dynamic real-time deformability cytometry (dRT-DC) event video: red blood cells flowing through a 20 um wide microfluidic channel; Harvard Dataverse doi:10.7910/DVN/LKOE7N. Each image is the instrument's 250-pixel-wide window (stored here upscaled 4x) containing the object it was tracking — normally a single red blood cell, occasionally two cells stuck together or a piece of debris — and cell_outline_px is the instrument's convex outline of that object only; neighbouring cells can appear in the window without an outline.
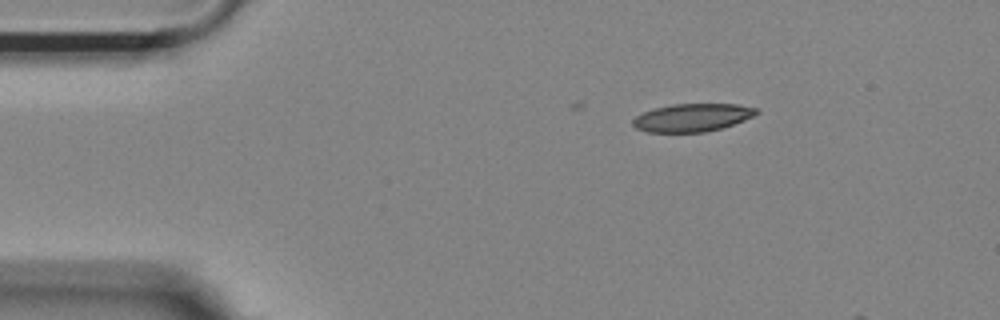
{"species": "Egyptian fruit bat (a non-hibernating species)", "species_latin": "Rousettus aegyptiacus", "temperature_condition": "room temperature", "stored_images_in_passage": 6, "camera_frame_rate_fps": 3000, "um_per_image_px": 0.085, "animal": {"sex": "female"}, "frame": {"image": 1, "passage_image": 1, "time_ms": 0.0, "image_size_px": [1000, 320], "cell_outline_px": [[760, 112], [744, 120], [720, 128], [704, 132], [648, 132], [636, 128], [632, 124], [632, 120], [636, 116], [644, 112], [656, 108], [672, 104], [736, 104], [756, 108]], "centroid_in_image_um": [58.83, 9.99], "position_along_channel_um": 26.2, "area_um2": 19.88}}